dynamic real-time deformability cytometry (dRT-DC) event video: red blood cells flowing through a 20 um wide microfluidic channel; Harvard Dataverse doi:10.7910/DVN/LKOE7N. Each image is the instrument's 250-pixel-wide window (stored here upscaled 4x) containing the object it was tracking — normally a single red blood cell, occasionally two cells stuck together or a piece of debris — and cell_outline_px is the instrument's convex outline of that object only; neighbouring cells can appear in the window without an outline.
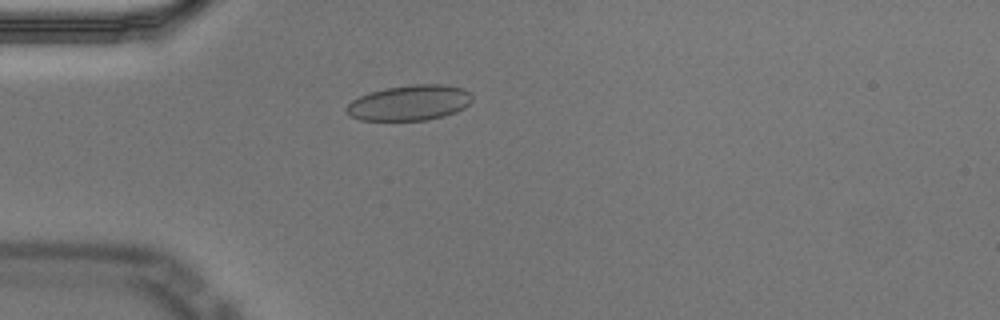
{"species": "Egyptian fruit bat (a non-hibernating species)", "species_latin": "Rousettus aegyptiacus", "temperature_condition": "cold", "stored_images_in_passage": 57, "camera_frame_rate_fps": 3000, "um_per_image_px": 0.085, "animal": {"sex": "male"}, "frame": {"image": 1, "passage_image": 16, "time_ms": 5.0, "image_size_px": [1000, 320], "cell_outline_px": [[472, 100], [464, 108], [456, 112], [444, 116], [428, 120], [360, 120], [352, 116], [344, 108], [352, 100], [368, 92], [388, 88], [412, 84], [444, 84], [464, 88], [472, 96]], "centroid_in_image_um": [34.83, 8.73], "position_along_channel_um": 50.2, "area_um2": 25.95}}
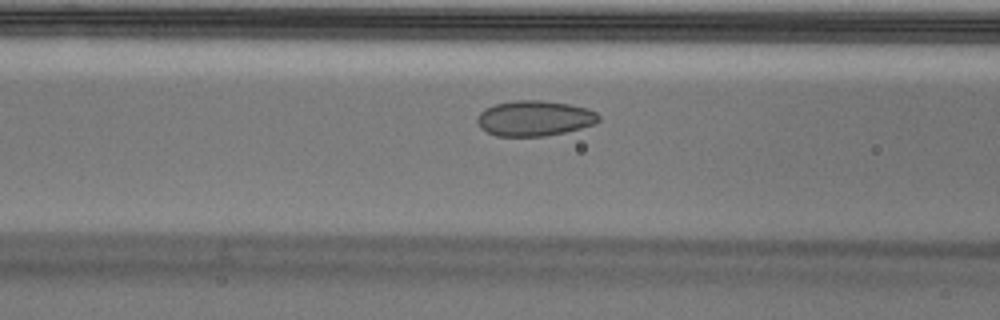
{"frame": {"image": 2, "passage_image": 23, "time_ms": 7.333, "image_size_px": [1000, 320], "cell_outline_px": [[600, 120], [596, 124], [564, 132], [544, 136], [496, 136], [480, 128], [476, 120], [480, 112], [484, 108], [496, 104], [516, 100], [540, 100], [568, 104], [588, 108], [596, 112], [600, 116]], "centroid_in_image_um": [45.43, 10.05], "position_along_channel_um": 121.2, "area_um2": 25.09}}
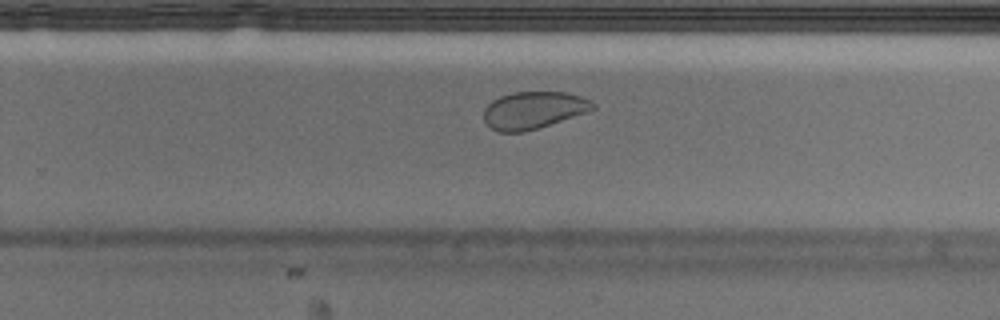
{"frame": {"image": 3, "passage_image": 37, "time_ms": 12.0, "image_size_px": [1000, 320], "cell_outline_px": [[596, 108], [592, 112], [524, 132], [500, 132], [492, 128], [484, 120], [484, 108], [492, 100], [500, 96], [512, 92], [568, 92], [580, 96], [596, 104]], "centroid_in_image_um": [45.39, 9.36], "position_along_channel_um": 284.4, "area_um2": 23.93}, "authors_computed_cell_mechanics": {"area_um2": 26.299, "velocity_mm_per_s": 3.4977, "shape_relaxation_time_tau1_ms": null, "shape_relaxation_time_tau2_ms": 0.9475, "deformation_change_tau1": null, "deformation_change_tau2": 0.0529}}